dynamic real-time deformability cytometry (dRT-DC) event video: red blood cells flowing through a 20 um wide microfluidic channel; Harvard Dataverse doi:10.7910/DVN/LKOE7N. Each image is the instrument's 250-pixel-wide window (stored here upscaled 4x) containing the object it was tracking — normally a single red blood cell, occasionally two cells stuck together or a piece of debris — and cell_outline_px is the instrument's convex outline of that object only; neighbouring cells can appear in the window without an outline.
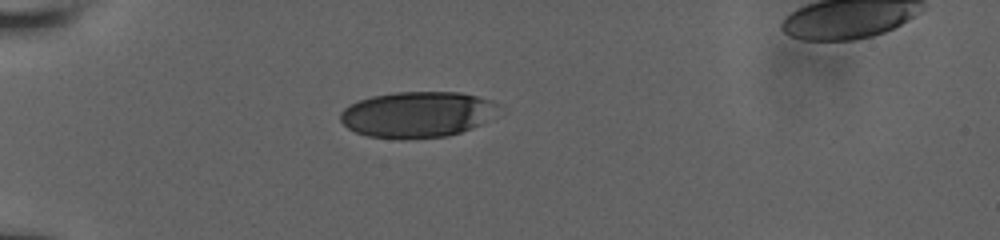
{"species": "human", "species_latin": "Homo sapiens", "temperature_condition": "room temperature", "stored_images_in_passage": 39, "camera_frame_rate_fps": 3000, "um_per_image_px": 0.085, "donor": {"sex": "male"}, "frame": {"image": 1, "passage_image": 1, "time_ms": 0.0, "image_size_px": [1000, 240], "cell_outline_px": [[500, 104], [480, 124], [472, 128], [448, 136], [404, 140], [400, 140], [368, 136], [356, 132], [348, 128], [340, 120], [340, 112], [344, 108], [360, 100], [372, 96], [396, 92], [460, 92], [492, 100]], "centroid_in_image_um": [35.41, 9.74], "position_along_channel_um": 49.6, "area_um2": 42.14}}
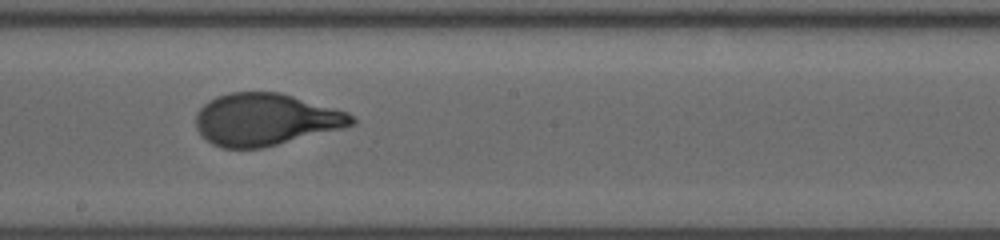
{"frame": {"image": 2, "passage_image": 17, "time_ms": 5.333, "image_size_px": [1000, 240], "cell_outline_px": [[356, 124], [344, 128], [264, 148], [220, 148], [212, 144], [200, 136], [196, 128], [196, 112], [208, 100], [216, 96], [232, 92], [280, 92], [348, 112], [356, 120]], "centroid_in_image_um": [22.55, 10.17], "position_along_channel_um": 225.6, "area_um2": 47.69}}
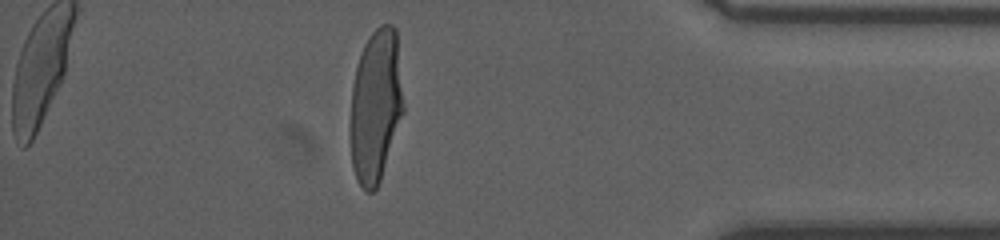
{"frame": {"image": 3, "passage_image": 33, "time_ms": 10.667, "image_size_px": [1000, 240], "cell_outline_px": [[404, 112], [380, 180], [376, 188], [372, 192], [364, 192], [356, 180], [352, 168], [352, 88], [356, 64], [360, 52], [368, 36], [380, 24], [392, 24], [396, 28], [404, 104]], "centroid_in_image_um": [31.96, 8.96], "position_along_channel_um": 403.2, "area_um2": 47.34}, "authors_computed_cell_mechanics": {"area_um2": 47.5694, "velocity_mm_per_s": 3.8805, "shape_relaxation_time_tau1_ms": 4.0204, "shape_relaxation_time_tau2_ms": null, "deformation_change_tau1": 0.2097, "deformation_change_tau2": null}}